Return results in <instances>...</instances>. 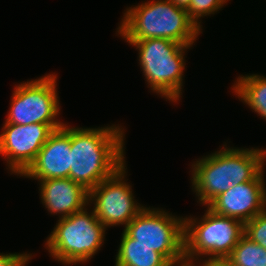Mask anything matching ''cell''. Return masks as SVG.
I'll list each match as a JSON object with an SVG mask.
<instances>
[{"mask_svg":"<svg viewBox=\"0 0 266 266\" xmlns=\"http://www.w3.org/2000/svg\"><path fill=\"white\" fill-rule=\"evenodd\" d=\"M121 127L118 124L101 128L70 126L69 178L90 191L126 164L125 132Z\"/></svg>","mask_w":266,"mask_h":266,"instance_id":"cell-1","label":"cell"},{"mask_svg":"<svg viewBox=\"0 0 266 266\" xmlns=\"http://www.w3.org/2000/svg\"><path fill=\"white\" fill-rule=\"evenodd\" d=\"M196 160L191 182L198 201L207 206L232 185L252 181L265 169L264 149L226 147Z\"/></svg>","mask_w":266,"mask_h":266,"instance_id":"cell-2","label":"cell"},{"mask_svg":"<svg viewBox=\"0 0 266 266\" xmlns=\"http://www.w3.org/2000/svg\"><path fill=\"white\" fill-rule=\"evenodd\" d=\"M117 33L125 40L165 38L192 46L202 33L186 9L169 0H151L126 8Z\"/></svg>","mask_w":266,"mask_h":266,"instance_id":"cell-3","label":"cell"},{"mask_svg":"<svg viewBox=\"0 0 266 266\" xmlns=\"http://www.w3.org/2000/svg\"><path fill=\"white\" fill-rule=\"evenodd\" d=\"M138 50V60L147 87L168 101L178 102L182 95L186 46L165 38L125 40Z\"/></svg>","mask_w":266,"mask_h":266,"instance_id":"cell-4","label":"cell"},{"mask_svg":"<svg viewBox=\"0 0 266 266\" xmlns=\"http://www.w3.org/2000/svg\"><path fill=\"white\" fill-rule=\"evenodd\" d=\"M87 206L70 216L59 219L47 237L45 248L50 256L62 264L86 263L103 246L106 227L94 210Z\"/></svg>","mask_w":266,"mask_h":266,"instance_id":"cell-5","label":"cell"},{"mask_svg":"<svg viewBox=\"0 0 266 266\" xmlns=\"http://www.w3.org/2000/svg\"><path fill=\"white\" fill-rule=\"evenodd\" d=\"M206 209L200 220L190 216L184 218V258L199 261L207 256L202 262L228 258L245 234L242 221Z\"/></svg>","mask_w":266,"mask_h":266,"instance_id":"cell-6","label":"cell"},{"mask_svg":"<svg viewBox=\"0 0 266 266\" xmlns=\"http://www.w3.org/2000/svg\"><path fill=\"white\" fill-rule=\"evenodd\" d=\"M14 87L5 123H42L48 124L53 130L63 127L64 123L57 119L60 103L55 73L45 74L44 77L22 82Z\"/></svg>","mask_w":266,"mask_h":266,"instance_id":"cell-7","label":"cell"},{"mask_svg":"<svg viewBox=\"0 0 266 266\" xmlns=\"http://www.w3.org/2000/svg\"><path fill=\"white\" fill-rule=\"evenodd\" d=\"M165 211L145 207L123 231L171 264L184 258V218Z\"/></svg>","mask_w":266,"mask_h":266,"instance_id":"cell-8","label":"cell"},{"mask_svg":"<svg viewBox=\"0 0 266 266\" xmlns=\"http://www.w3.org/2000/svg\"><path fill=\"white\" fill-rule=\"evenodd\" d=\"M125 167L124 164L89 191L88 204H94L92 209L106 228L117 225L125 228L146 207L134 199L132 186L125 180Z\"/></svg>","mask_w":266,"mask_h":266,"instance_id":"cell-9","label":"cell"},{"mask_svg":"<svg viewBox=\"0 0 266 266\" xmlns=\"http://www.w3.org/2000/svg\"><path fill=\"white\" fill-rule=\"evenodd\" d=\"M0 134V155L8 170L21 175L33 163L38 152L54 131L48 124L29 125L4 123Z\"/></svg>","mask_w":266,"mask_h":266,"instance_id":"cell-10","label":"cell"},{"mask_svg":"<svg viewBox=\"0 0 266 266\" xmlns=\"http://www.w3.org/2000/svg\"><path fill=\"white\" fill-rule=\"evenodd\" d=\"M264 169L252 180L232 185L206 207L220 216L235 218L244 224L266 209Z\"/></svg>","mask_w":266,"mask_h":266,"instance_id":"cell-11","label":"cell"},{"mask_svg":"<svg viewBox=\"0 0 266 266\" xmlns=\"http://www.w3.org/2000/svg\"><path fill=\"white\" fill-rule=\"evenodd\" d=\"M71 167L70 126L54 130L33 163L21 175L35 180L69 178Z\"/></svg>","mask_w":266,"mask_h":266,"instance_id":"cell-12","label":"cell"},{"mask_svg":"<svg viewBox=\"0 0 266 266\" xmlns=\"http://www.w3.org/2000/svg\"><path fill=\"white\" fill-rule=\"evenodd\" d=\"M40 198L45 209L58 214L59 219L72 215L89 206V191L71 178L37 180Z\"/></svg>","mask_w":266,"mask_h":266,"instance_id":"cell-13","label":"cell"},{"mask_svg":"<svg viewBox=\"0 0 266 266\" xmlns=\"http://www.w3.org/2000/svg\"><path fill=\"white\" fill-rule=\"evenodd\" d=\"M115 257V266H169L170 263L149 246L135 243L124 231Z\"/></svg>","mask_w":266,"mask_h":266,"instance_id":"cell-14","label":"cell"},{"mask_svg":"<svg viewBox=\"0 0 266 266\" xmlns=\"http://www.w3.org/2000/svg\"><path fill=\"white\" fill-rule=\"evenodd\" d=\"M231 88L234 94L253 112L266 120V77L258 74L241 75Z\"/></svg>","mask_w":266,"mask_h":266,"instance_id":"cell-15","label":"cell"},{"mask_svg":"<svg viewBox=\"0 0 266 266\" xmlns=\"http://www.w3.org/2000/svg\"><path fill=\"white\" fill-rule=\"evenodd\" d=\"M228 259L237 266H266V249L244 234Z\"/></svg>","mask_w":266,"mask_h":266,"instance_id":"cell-16","label":"cell"},{"mask_svg":"<svg viewBox=\"0 0 266 266\" xmlns=\"http://www.w3.org/2000/svg\"><path fill=\"white\" fill-rule=\"evenodd\" d=\"M229 0H191L189 7L186 9L189 18L197 25L199 29L202 28L200 18L210 16L217 13L225 3Z\"/></svg>","mask_w":266,"mask_h":266,"instance_id":"cell-17","label":"cell"},{"mask_svg":"<svg viewBox=\"0 0 266 266\" xmlns=\"http://www.w3.org/2000/svg\"><path fill=\"white\" fill-rule=\"evenodd\" d=\"M245 235L266 249V209L245 223Z\"/></svg>","mask_w":266,"mask_h":266,"instance_id":"cell-18","label":"cell"},{"mask_svg":"<svg viewBox=\"0 0 266 266\" xmlns=\"http://www.w3.org/2000/svg\"><path fill=\"white\" fill-rule=\"evenodd\" d=\"M28 253H1L0 266H26L32 258Z\"/></svg>","mask_w":266,"mask_h":266,"instance_id":"cell-19","label":"cell"},{"mask_svg":"<svg viewBox=\"0 0 266 266\" xmlns=\"http://www.w3.org/2000/svg\"><path fill=\"white\" fill-rule=\"evenodd\" d=\"M197 262L198 261H195L194 263V260L183 258L179 261L172 262L169 266H210L209 262L206 261H203V263L200 262L199 265L196 264Z\"/></svg>","mask_w":266,"mask_h":266,"instance_id":"cell-20","label":"cell"},{"mask_svg":"<svg viewBox=\"0 0 266 266\" xmlns=\"http://www.w3.org/2000/svg\"><path fill=\"white\" fill-rule=\"evenodd\" d=\"M210 266H237L228 258H220L209 262Z\"/></svg>","mask_w":266,"mask_h":266,"instance_id":"cell-21","label":"cell"},{"mask_svg":"<svg viewBox=\"0 0 266 266\" xmlns=\"http://www.w3.org/2000/svg\"><path fill=\"white\" fill-rule=\"evenodd\" d=\"M173 2L177 7L187 9L191 3V0H169Z\"/></svg>","mask_w":266,"mask_h":266,"instance_id":"cell-22","label":"cell"},{"mask_svg":"<svg viewBox=\"0 0 266 266\" xmlns=\"http://www.w3.org/2000/svg\"><path fill=\"white\" fill-rule=\"evenodd\" d=\"M264 159H265V162H266V149L264 150Z\"/></svg>","mask_w":266,"mask_h":266,"instance_id":"cell-23","label":"cell"}]
</instances>
